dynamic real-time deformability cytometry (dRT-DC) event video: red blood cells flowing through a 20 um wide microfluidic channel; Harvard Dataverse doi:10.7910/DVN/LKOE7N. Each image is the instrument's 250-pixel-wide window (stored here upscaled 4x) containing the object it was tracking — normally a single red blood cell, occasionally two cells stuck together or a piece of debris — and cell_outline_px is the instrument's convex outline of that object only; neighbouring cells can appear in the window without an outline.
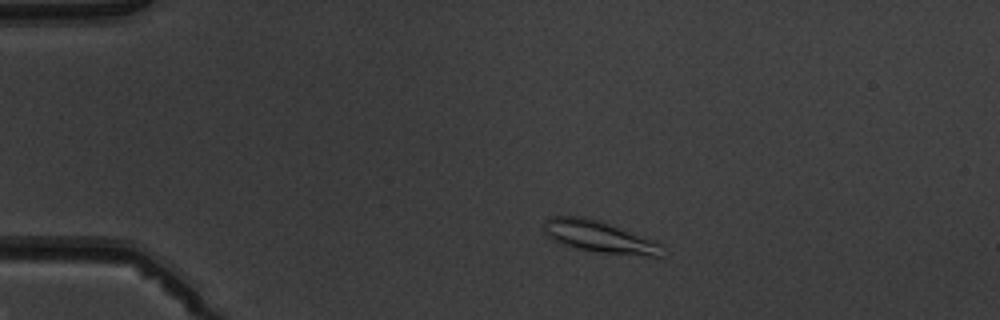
{"species": "common noctule bat (a hibernating species)", "species_latin": "Nyctalus noctula", "temperature_condition": "warm", "stored_images_in_passage": 5, "camera_frame_rate_fps": 3000, "um_per_image_px": 0.085, "animal": {"sex": "male", "body_mass_g": 19.5, "forearm_length_mm": 54.6}, "frame": {"image": 1, "passage_image": 2, "time_ms": 1.0, "image_size_px": [1000, 320], "cell_outline_px": [[664, 244], [660, 256], [648, 256], [600, 252], [576, 248], [560, 244], [552, 240], [544, 232], [544, 220], [548, 216], [584, 216], [600, 220]], "centroid_in_image_um": [50.9, 20.1], "position_along_channel_um": 34.1, "area_um2": 21.96}}
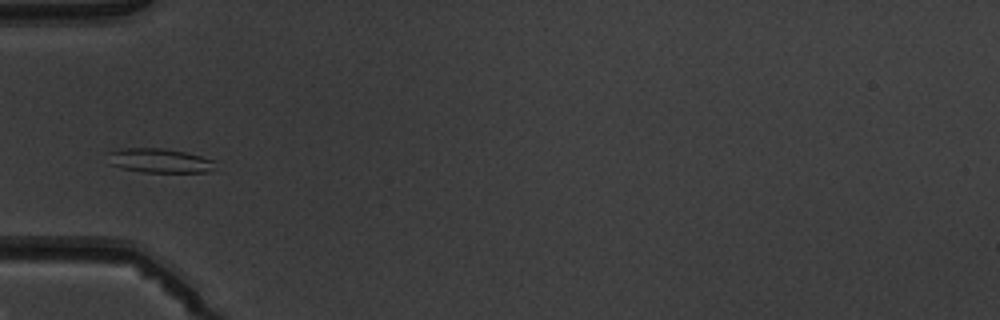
{"frame": {"image": 2, "passage_image": 4, "time_ms": 3.333, "image_size_px": [1000, 320], "cell_outline_px": [[216, 160], [212, 168], [204, 172], [144, 172], [124, 168], [108, 164], [104, 152], [124, 148], [164, 148], [184, 152]], "centroid_in_image_um": [13.45, 13.63], "position_along_channel_um": 71.5, "area_um2": 15.26}}
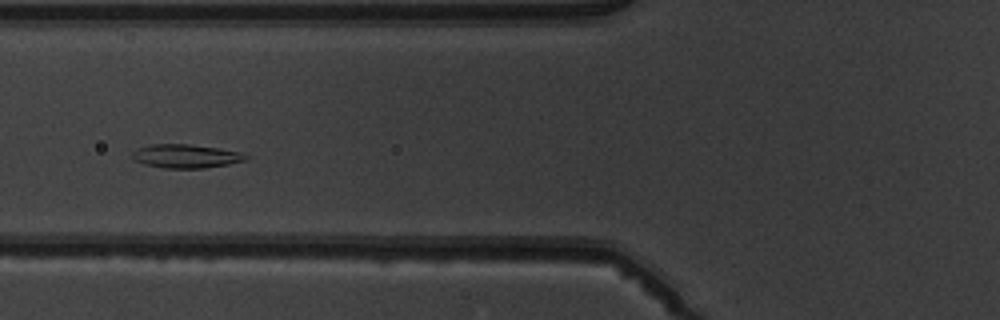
{"frame": {"image": 3, "passage_image": 5, "time_ms": 4.333, "image_size_px": [1000, 320], "cell_outline_px": [[248, 160], [228, 164], [204, 168], [164, 168], [144, 164], [136, 160], [132, 156], [132, 152], [136, 148], [152, 144], [188, 144], [244, 152], [248, 156]], "centroid_in_image_um": [15.82, 13.27], "position_along_channel_um": 110.0, "area_um2": 15.66}}